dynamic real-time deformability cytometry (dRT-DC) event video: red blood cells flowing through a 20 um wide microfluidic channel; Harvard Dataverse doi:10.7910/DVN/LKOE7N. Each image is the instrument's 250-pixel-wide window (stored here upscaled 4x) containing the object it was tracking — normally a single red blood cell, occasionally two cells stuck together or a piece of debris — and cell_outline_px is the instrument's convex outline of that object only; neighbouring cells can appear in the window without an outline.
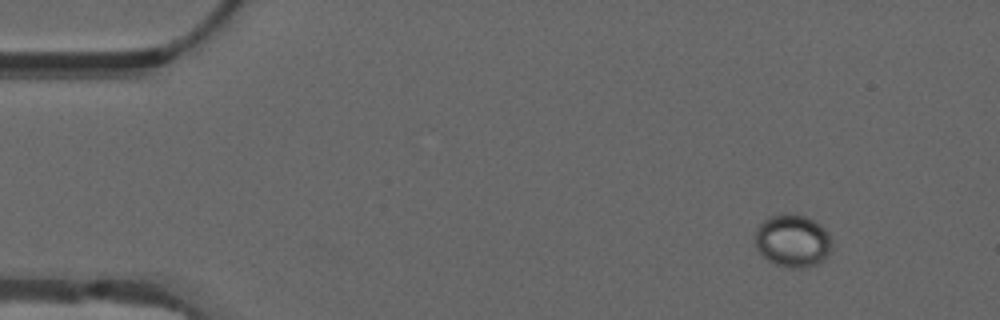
{"species": "common noctule bat (a hibernating species)", "species_latin": "Nyctalus noctula", "temperature_condition": "warm", "stored_images_in_passage": 10, "camera_frame_rate_fps": 3000, "um_per_image_px": 0.085, "animal": {"sex": "male", "forearm_length_mm": 52.5}, "frame": {"image": 1, "passage_image": 10, "time_ms": 3.0, "image_size_px": [1000, 320], "cell_outline_px": [[832, 240], [828, 256], [824, 260], [816, 264], [800, 268], [784, 268], [768, 260], [756, 248], [752, 240], [756, 228], [764, 220], [772, 216], [784, 212], [792, 212], [804, 216], [820, 224], [824, 228]], "centroid_in_image_um": [67.34, 20.46], "position_along_channel_um": 17.7, "area_um2": 23.93}}